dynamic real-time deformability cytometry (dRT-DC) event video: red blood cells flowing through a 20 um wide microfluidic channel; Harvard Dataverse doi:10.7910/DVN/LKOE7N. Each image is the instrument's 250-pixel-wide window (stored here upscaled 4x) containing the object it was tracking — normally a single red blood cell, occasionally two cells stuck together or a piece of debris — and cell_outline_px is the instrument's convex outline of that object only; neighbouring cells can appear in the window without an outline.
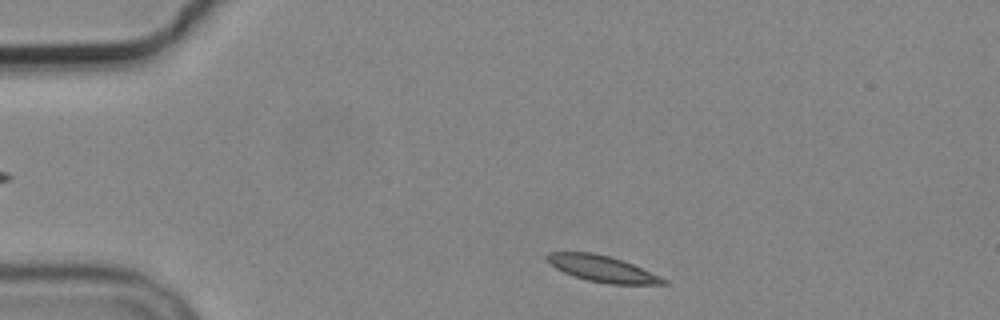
{"species": "common noctule bat (a hibernating species)", "species_latin": "Nyctalus noctula", "temperature_condition": "cold", "stored_images_in_passage": 6, "camera_frame_rate_fps": 3000, "um_per_image_px": 0.085, "animal": {"sex": "male", "body_mass_g": 19.2, "forearm_length_mm": 51.8}, "frame": {"image": 1, "passage_image": 1, "time_ms": 0.0, "image_size_px": [1000, 320], "cell_outline_px": [[668, 284], [608, 284], [588, 280], [564, 272], [556, 268], [544, 256], [548, 252], [592, 252], [608, 256], [632, 264], [668, 280]], "centroid_in_image_um": [51.19, 22.84], "position_along_channel_um": 33.8, "area_um2": 17.4}}
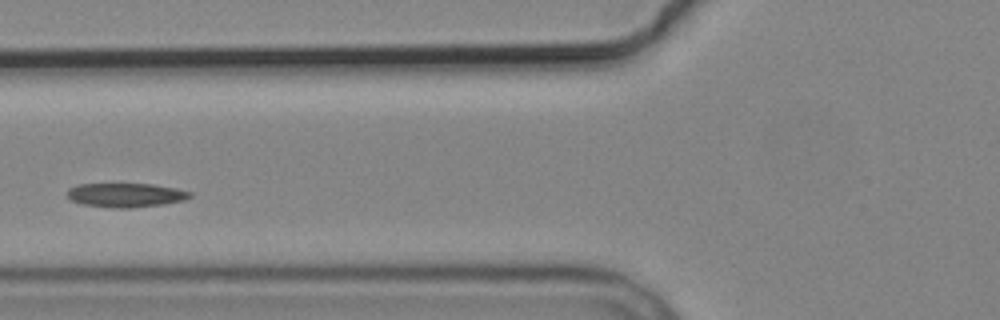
{"frame": {"image": 2, "passage_image": 4, "time_ms": 3.667, "image_size_px": [1000, 320], "cell_outline_px": [[192, 196], [184, 200], [164, 204], [128, 208], [112, 208], [84, 204], [72, 200], [68, 196], [68, 188], [76, 184], [152, 184], [176, 188], [192, 192]], "centroid_in_image_um": [10.71, 16.58], "position_along_channel_um": 115.1, "area_um2": 17.17}}
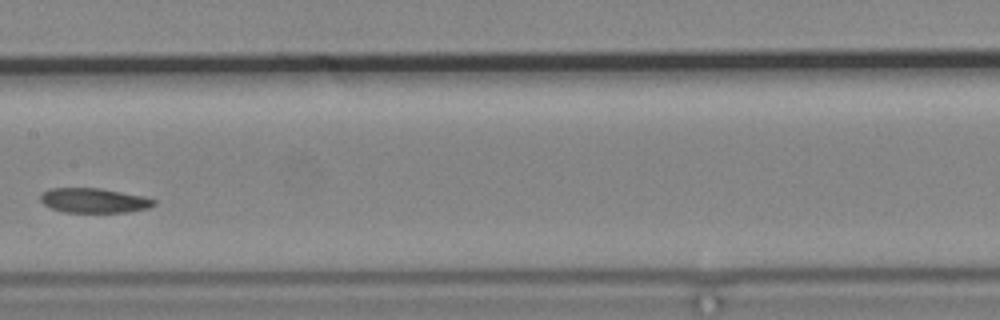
{"frame": {"image": 3, "passage_image": 6, "time_ms": 6.0, "image_size_px": [1000, 320], "cell_outline_px": [[156, 204], [148, 208], [128, 212], [64, 212], [52, 208], [44, 204], [40, 200], [40, 192], [48, 188], [100, 188], [144, 196], [156, 200]], "centroid_in_image_um": [7.97, 17.03], "position_along_channel_um": 199.4, "area_um2": 16.42}}